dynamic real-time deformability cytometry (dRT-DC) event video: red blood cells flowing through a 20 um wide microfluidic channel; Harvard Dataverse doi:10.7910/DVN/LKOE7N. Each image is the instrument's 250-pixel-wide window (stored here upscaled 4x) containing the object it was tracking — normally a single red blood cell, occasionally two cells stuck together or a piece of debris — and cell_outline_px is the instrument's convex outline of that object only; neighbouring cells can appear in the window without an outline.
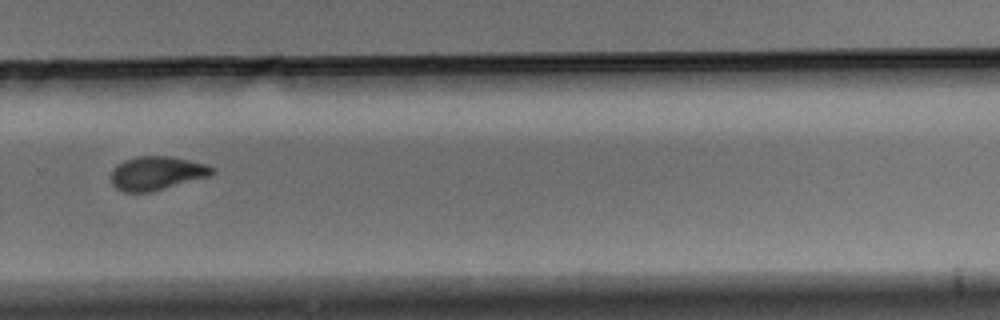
{"species": "Egyptian fruit bat (a non-hibernating species)", "species_latin": "Rousettus aegyptiacus", "temperature_condition": "warm", "stored_images_in_passage": 14, "camera_frame_rate_fps": 3000, "um_per_image_px": 0.085, "animal": {"sex": "male"}, "frame": {"image": 1, "passage_image": 10, "time_ms": 3.0, "image_size_px": [1000, 320], "cell_outline_px": [[216, 172], [208, 176], [148, 192], [124, 192], [116, 188], [112, 184], [112, 168], [116, 164], [124, 160], [136, 156], [168, 156], [208, 164], [216, 168]], "centroid_in_image_um": [13.31, 14.7], "position_along_channel_um": 316.5, "area_um2": 19.71}}